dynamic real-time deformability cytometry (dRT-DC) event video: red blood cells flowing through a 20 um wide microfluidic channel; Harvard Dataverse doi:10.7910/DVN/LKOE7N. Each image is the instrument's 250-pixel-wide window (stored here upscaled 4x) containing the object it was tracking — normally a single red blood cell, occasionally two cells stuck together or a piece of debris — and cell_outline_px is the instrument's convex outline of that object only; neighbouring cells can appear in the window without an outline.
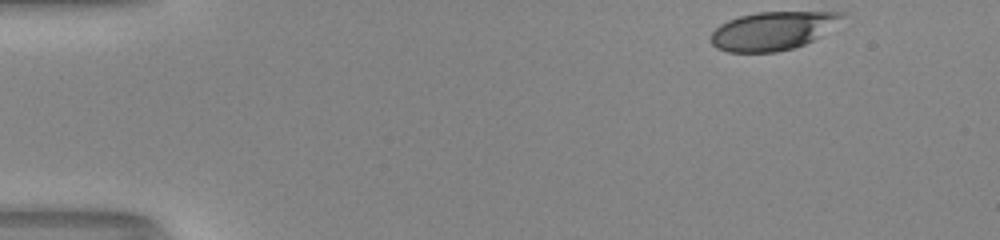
{"species": "human", "species_latin": "Homo sapiens", "temperature_condition": "room temperature", "stored_images_in_passage": 40, "camera_frame_rate_fps": 3000, "um_per_image_px": 0.085, "donor": {"sex": "male"}, "frame": {"image": 1, "passage_image": 1, "time_ms": 0.0, "image_size_px": [1000, 240], "cell_outline_px": [[848, 12], [844, 16], [812, 40], [804, 44], [792, 48], [776, 52], [728, 52], [716, 48], [712, 44], [712, 32], [720, 24], [728, 20], [740, 16], [756, 12]], "centroid_in_image_um": [65.6, 2.62], "position_along_channel_um": 19.4, "area_um2": 28.73}}
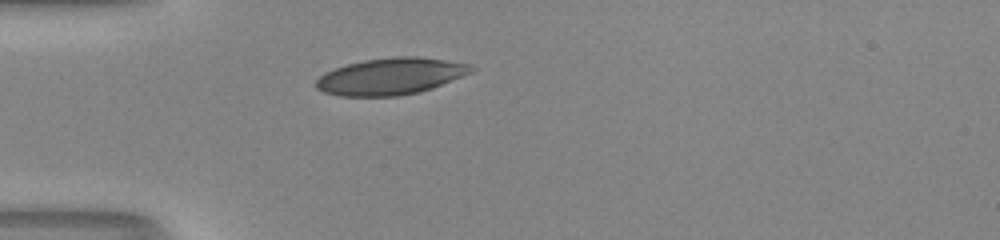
{"frame": {"image": 2, "passage_image": 11, "time_ms": 3.333, "image_size_px": [1000, 240], "cell_outline_px": [[476, 68], [472, 72], [432, 88], [420, 92], [396, 96], [340, 96], [324, 92], [316, 88], [316, 80], [324, 72], [348, 64], [364, 60], [396, 56], [420, 56], [468, 64]], "centroid_in_image_um": [33.2, 6.49], "position_along_channel_um": 51.8, "area_um2": 33.06}}
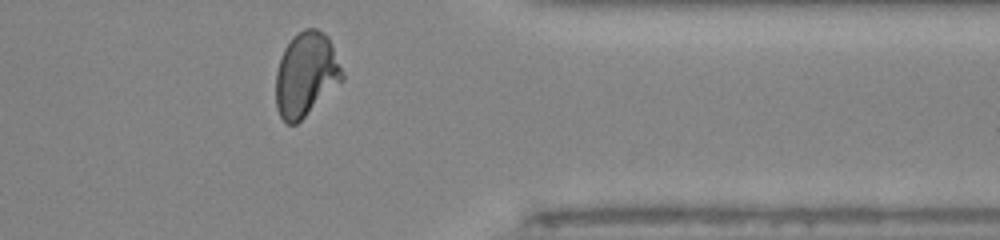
{"frame": {"image": 3, "passage_image": 37, "time_ms": 12.0, "image_size_px": [1000, 240], "cell_outline_px": [[344, 80], [296, 124], [288, 124], [280, 116], [276, 108], [276, 72], [284, 48], [292, 36], [304, 28], [316, 28], [324, 32], [328, 36], [332, 44], [344, 72]], "centroid_in_image_um": [26.02, 6.3], "position_along_channel_um": 385.4, "area_um2": 32.71}, "authors_computed_cell_mechanics": {"area_um2": 32.2524, "velocity_mm_per_s": 4.1335, "shape_relaxation_time_tau1_ms": 7.8914, "shape_relaxation_time_tau2_ms": 0.8315, "deformation_change_tau1": 0.2155, "deformation_change_tau2": 0.0511}}